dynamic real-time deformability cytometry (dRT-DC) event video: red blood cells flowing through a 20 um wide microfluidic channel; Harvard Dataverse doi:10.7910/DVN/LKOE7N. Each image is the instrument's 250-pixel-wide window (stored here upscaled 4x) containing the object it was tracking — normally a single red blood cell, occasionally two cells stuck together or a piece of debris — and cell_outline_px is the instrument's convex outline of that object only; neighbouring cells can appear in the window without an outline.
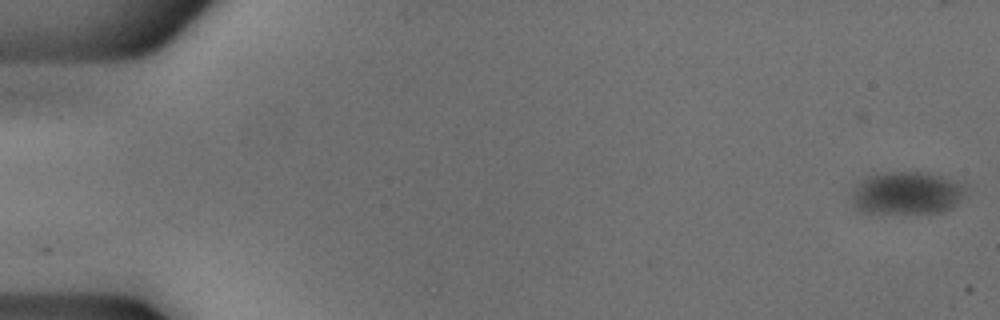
{"species": "common noctule bat (a hibernating species)", "species_latin": "Nyctalus noctula", "temperature_condition": "cold", "stored_images_in_passage": 54, "camera_frame_rate_fps": 3000, "um_per_image_px": 0.085, "animal": {"sex": "male", "body_mass_g": 18.8}, "frame": {"image": 1, "passage_image": 1, "time_ms": 0.0, "image_size_px": [1000, 320], "cell_outline_px": [[964, 196], [952, 208], [944, 212], [860, 212], [852, 208], [852, 188], [856, 184], [868, 176], [884, 172], [932, 172], [956, 180], [964, 188]], "centroid_in_image_um": [77.05, 16.4], "position_along_channel_um": 8.0, "area_um2": 28.55}}
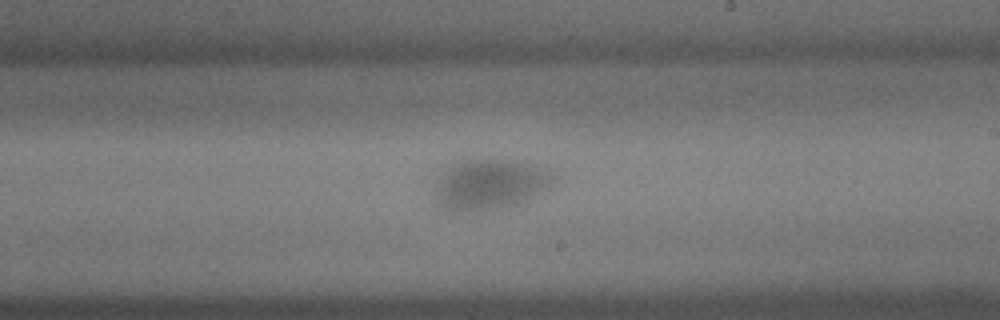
{"frame": {"image": 2, "passage_image": 32, "time_ms": 10.333, "image_size_px": [1000, 320], "cell_outline_px": [[556, 180], [548, 188], [516, 204], [492, 208], [452, 208], [436, 204], [432, 192], [440, 168], [452, 160], [524, 160], [552, 168], [556, 172]], "centroid_in_image_um": [41.65, 15.55], "position_along_channel_um": 247.4, "area_um2": 35.37}}
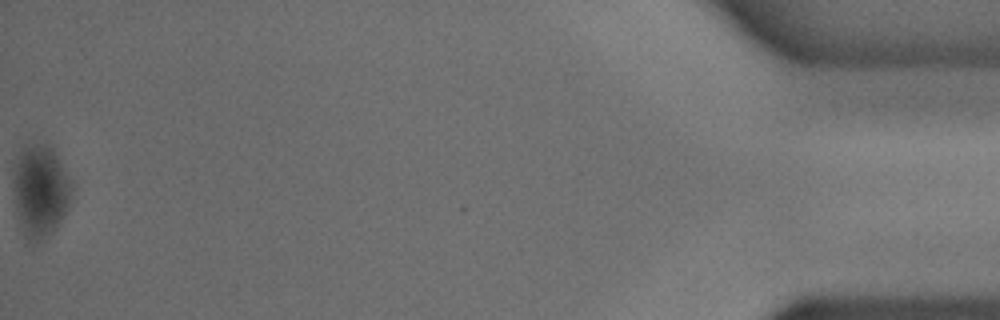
{"frame": {"image": 3, "passage_image": 54, "time_ms": 17.667, "image_size_px": [1000, 320], "cell_outline_px": [[72, 188], [68, 208], [56, 228], [48, 236], [40, 240], [28, 240], [24, 236], [16, 212], [12, 184], [12, 168], [20, 148], [24, 144], [48, 144], [52, 148], [72, 180]], "centroid_in_image_um": [3.39, 16.17], "position_along_channel_um": 431.8, "area_um2": 31.91}}